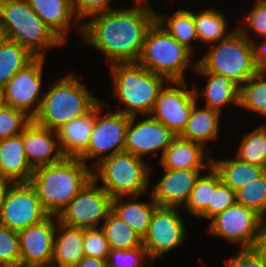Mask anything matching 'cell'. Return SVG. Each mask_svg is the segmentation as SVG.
Here are the masks:
<instances>
[{
    "instance_id": "cell-2",
    "label": "cell",
    "mask_w": 266,
    "mask_h": 267,
    "mask_svg": "<svg viewBox=\"0 0 266 267\" xmlns=\"http://www.w3.org/2000/svg\"><path fill=\"white\" fill-rule=\"evenodd\" d=\"M92 178V167L80 158L64 157L58 163L35 168L29 183L45 212L58 217Z\"/></svg>"
},
{
    "instance_id": "cell-42",
    "label": "cell",
    "mask_w": 266,
    "mask_h": 267,
    "mask_svg": "<svg viewBox=\"0 0 266 267\" xmlns=\"http://www.w3.org/2000/svg\"><path fill=\"white\" fill-rule=\"evenodd\" d=\"M20 261L18 231L0 224V264Z\"/></svg>"
},
{
    "instance_id": "cell-46",
    "label": "cell",
    "mask_w": 266,
    "mask_h": 267,
    "mask_svg": "<svg viewBox=\"0 0 266 267\" xmlns=\"http://www.w3.org/2000/svg\"><path fill=\"white\" fill-rule=\"evenodd\" d=\"M252 249L266 262V223L263 221Z\"/></svg>"
},
{
    "instance_id": "cell-39",
    "label": "cell",
    "mask_w": 266,
    "mask_h": 267,
    "mask_svg": "<svg viewBox=\"0 0 266 267\" xmlns=\"http://www.w3.org/2000/svg\"><path fill=\"white\" fill-rule=\"evenodd\" d=\"M82 243L84 256L107 260L110 246L101 226L83 229Z\"/></svg>"
},
{
    "instance_id": "cell-29",
    "label": "cell",
    "mask_w": 266,
    "mask_h": 267,
    "mask_svg": "<svg viewBox=\"0 0 266 267\" xmlns=\"http://www.w3.org/2000/svg\"><path fill=\"white\" fill-rule=\"evenodd\" d=\"M156 21L180 44L195 53L196 49L192 44L193 41H198V36L194 11L179 9L168 16L156 11Z\"/></svg>"
},
{
    "instance_id": "cell-34",
    "label": "cell",
    "mask_w": 266,
    "mask_h": 267,
    "mask_svg": "<svg viewBox=\"0 0 266 267\" xmlns=\"http://www.w3.org/2000/svg\"><path fill=\"white\" fill-rule=\"evenodd\" d=\"M235 157L243 162L257 165L266 169V125H259L246 133Z\"/></svg>"
},
{
    "instance_id": "cell-36",
    "label": "cell",
    "mask_w": 266,
    "mask_h": 267,
    "mask_svg": "<svg viewBox=\"0 0 266 267\" xmlns=\"http://www.w3.org/2000/svg\"><path fill=\"white\" fill-rule=\"evenodd\" d=\"M236 202L253 209L264 218L266 216V173L237 190Z\"/></svg>"
},
{
    "instance_id": "cell-31",
    "label": "cell",
    "mask_w": 266,
    "mask_h": 267,
    "mask_svg": "<svg viewBox=\"0 0 266 267\" xmlns=\"http://www.w3.org/2000/svg\"><path fill=\"white\" fill-rule=\"evenodd\" d=\"M36 57L18 42L4 39L0 44V86L20 70L30 64Z\"/></svg>"
},
{
    "instance_id": "cell-45",
    "label": "cell",
    "mask_w": 266,
    "mask_h": 267,
    "mask_svg": "<svg viewBox=\"0 0 266 267\" xmlns=\"http://www.w3.org/2000/svg\"><path fill=\"white\" fill-rule=\"evenodd\" d=\"M256 44V74L266 75V38Z\"/></svg>"
},
{
    "instance_id": "cell-6",
    "label": "cell",
    "mask_w": 266,
    "mask_h": 267,
    "mask_svg": "<svg viewBox=\"0 0 266 267\" xmlns=\"http://www.w3.org/2000/svg\"><path fill=\"white\" fill-rule=\"evenodd\" d=\"M211 45L209 52L198 59L194 71L224 76L240 87L256 74V44L237 28L227 38Z\"/></svg>"
},
{
    "instance_id": "cell-49",
    "label": "cell",
    "mask_w": 266,
    "mask_h": 267,
    "mask_svg": "<svg viewBox=\"0 0 266 267\" xmlns=\"http://www.w3.org/2000/svg\"><path fill=\"white\" fill-rule=\"evenodd\" d=\"M135 1V4L132 5V6H135V7H143V8H147V9H150V10H154V8H152V5H150L149 3V0H134Z\"/></svg>"
},
{
    "instance_id": "cell-16",
    "label": "cell",
    "mask_w": 266,
    "mask_h": 267,
    "mask_svg": "<svg viewBox=\"0 0 266 267\" xmlns=\"http://www.w3.org/2000/svg\"><path fill=\"white\" fill-rule=\"evenodd\" d=\"M143 117L140 121L137 119L138 116L130 117L126 129L124 151L141 158L149 154L153 157L160 152L162 157L176 135L151 115Z\"/></svg>"
},
{
    "instance_id": "cell-44",
    "label": "cell",
    "mask_w": 266,
    "mask_h": 267,
    "mask_svg": "<svg viewBox=\"0 0 266 267\" xmlns=\"http://www.w3.org/2000/svg\"><path fill=\"white\" fill-rule=\"evenodd\" d=\"M228 260L225 267H266V262L253 249H239Z\"/></svg>"
},
{
    "instance_id": "cell-10",
    "label": "cell",
    "mask_w": 266,
    "mask_h": 267,
    "mask_svg": "<svg viewBox=\"0 0 266 267\" xmlns=\"http://www.w3.org/2000/svg\"><path fill=\"white\" fill-rule=\"evenodd\" d=\"M111 196L93 178L68 203L58 216L59 222L73 227L88 229L102 226L111 211Z\"/></svg>"
},
{
    "instance_id": "cell-26",
    "label": "cell",
    "mask_w": 266,
    "mask_h": 267,
    "mask_svg": "<svg viewBox=\"0 0 266 267\" xmlns=\"http://www.w3.org/2000/svg\"><path fill=\"white\" fill-rule=\"evenodd\" d=\"M83 229L57 222L51 263L59 267H75L83 258Z\"/></svg>"
},
{
    "instance_id": "cell-37",
    "label": "cell",
    "mask_w": 266,
    "mask_h": 267,
    "mask_svg": "<svg viewBox=\"0 0 266 267\" xmlns=\"http://www.w3.org/2000/svg\"><path fill=\"white\" fill-rule=\"evenodd\" d=\"M241 21L242 25L239 24L236 28L252 43L257 44V41L251 37L250 31L259 38H266V0H255L254 6L243 16ZM243 25L247 28L245 29Z\"/></svg>"
},
{
    "instance_id": "cell-50",
    "label": "cell",
    "mask_w": 266,
    "mask_h": 267,
    "mask_svg": "<svg viewBox=\"0 0 266 267\" xmlns=\"http://www.w3.org/2000/svg\"><path fill=\"white\" fill-rule=\"evenodd\" d=\"M0 267H31V265L18 261L15 263L0 264Z\"/></svg>"
},
{
    "instance_id": "cell-1",
    "label": "cell",
    "mask_w": 266,
    "mask_h": 267,
    "mask_svg": "<svg viewBox=\"0 0 266 267\" xmlns=\"http://www.w3.org/2000/svg\"><path fill=\"white\" fill-rule=\"evenodd\" d=\"M155 21L156 11L135 6L93 15L82 21L83 41L78 47L93 46L109 65L138 63L147 31Z\"/></svg>"
},
{
    "instance_id": "cell-51",
    "label": "cell",
    "mask_w": 266,
    "mask_h": 267,
    "mask_svg": "<svg viewBox=\"0 0 266 267\" xmlns=\"http://www.w3.org/2000/svg\"><path fill=\"white\" fill-rule=\"evenodd\" d=\"M6 106V99H5V89L3 86H0V108Z\"/></svg>"
},
{
    "instance_id": "cell-25",
    "label": "cell",
    "mask_w": 266,
    "mask_h": 267,
    "mask_svg": "<svg viewBox=\"0 0 266 267\" xmlns=\"http://www.w3.org/2000/svg\"><path fill=\"white\" fill-rule=\"evenodd\" d=\"M140 197L120 196L113 198L111 211L143 238L148 230L153 211L158 205L152 200L150 193L149 201L138 202L137 199Z\"/></svg>"
},
{
    "instance_id": "cell-21",
    "label": "cell",
    "mask_w": 266,
    "mask_h": 267,
    "mask_svg": "<svg viewBox=\"0 0 266 267\" xmlns=\"http://www.w3.org/2000/svg\"><path fill=\"white\" fill-rule=\"evenodd\" d=\"M209 151L201 144L175 136L159 160L162 168L172 170L208 169Z\"/></svg>"
},
{
    "instance_id": "cell-4",
    "label": "cell",
    "mask_w": 266,
    "mask_h": 267,
    "mask_svg": "<svg viewBox=\"0 0 266 267\" xmlns=\"http://www.w3.org/2000/svg\"><path fill=\"white\" fill-rule=\"evenodd\" d=\"M58 78L44 92L41 107L33 119L37 124L57 131L64 124L86 115L99 101L72 72Z\"/></svg>"
},
{
    "instance_id": "cell-32",
    "label": "cell",
    "mask_w": 266,
    "mask_h": 267,
    "mask_svg": "<svg viewBox=\"0 0 266 267\" xmlns=\"http://www.w3.org/2000/svg\"><path fill=\"white\" fill-rule=\"evenodd\" d=\"M207 174H200L189 199L183 207L192 217L198 218L211 204L212 189H216L221 182V177L215 168L210 165Z\"/></svg>"
},
{
    "instance_id": "cell-17",
    "label": "cell",
    "mask_w": 266,
    "mask_h": 267,
    "mask_svg": "<svg viewBox=\"0 0 266 267\" xmlns=\"http://www.w3.org/2000/svg\"><path fill=\"white\" fill-rule=\"evenodd\" d=\"M58 221L57 216H48L42 222L18 231L20 261L31 266L51 263Z\"/></svg>"
},
{
    "instance_id": "cell-9",
    "label": "cell",
    "mask_w": 266,
    "mask_h": 267,
    "mask_svg": "<svg viewBox=\"0 0 266 267\" xmlns=\"http://www.w3.org/2000/svg\"><path fill=\"white\" fill-rule=\"evenodd\" d=\"M105 106L101 100L94 106V125L89 144L78 157L85 163L91 160L92 169L103 159L125 149L126 129L130 116L111 110L102 115Z\"/></svg>"
},
{
    "instance_id": "cell-23",
    "label": "cell",
    "mask_w": 266,
    "mask_h": 267,
    "mask_svg": "<svg viewBox=\"0 0 266 267\" xmlns=\"http://www.w3.org/2000/svg\"><path fill=\"white\" fill-rule=\"evenodd\" d=\"M199 76L207 78L205 85L200 90L194 87L197 100L202 96L205 98V106L222 113L223 107L234 104L239 107L240 86L232 80L209 73L207 71H195Z\"/></svg>"
},
{
    "instance_id": "cell-47",
    "label": "cell",
    "mask_w": 266,
    "mask_h": 267,
    "mask_svg": "<svg viewBox=\"0 0 266 267\" xmlns=\"http://www.w3.org/2000/svg\"><path fill=\"white\" fill-rule=\"evenodd\" d=\"M75 267H108L106 260L84 256Z\"/></svg>"
},
{
    "instance_id": "cell-13",
    "label": "cell",
    "mask_w": 266,
    "mask_h": 267,
    "mask_svg": "<svg viewBox=\"0 0 266 267\" xmlns=\"http://www.w3.org/2000/svg\"><path fill=\"white\" fill-rule=\"evenodd\" d=\"M45 57H36L4 86L6 105L22 111L33 120L41 107Z\"/></svg>"
},
{
    "instance_id": "cell-41",
    "label": "cell",
    "mask_w": 266,
    "mask_h": 267,
    "mask_svg": "<svg viewBox=\"0 0 266 267\" xmlns=\"http://www.w3.org/2000/svg\"><path fill=\"white\" fill-rule=\"evenodd\" d=\"M235 203L236 192L221 181L216 189H212L211 204H208L206 210L198 218L212 220Z\"/></svg>"
},
{
    "instance_id": "cell-19",
    "label": "cell",
    "mask_w": 266,
    "mask_h": 267,
    "mask_svg": "<svg viewBox=\"0 0 266 267\" xmlns=\"http://www.w3.org/2000/svg\"><path fill=\"white\" fill-rule=\"evenodd\" d=\"M20 135L26 158L33 169L58 163L64 158L59 146L57 131L31 120Z\"/></svg>"
},
{
    "instance_id": "cell-22",
    "label": "cell",
    "mask_w": 266,
    "mask_h": 267,
    "mask_svg": "<svg viewBox=\"0 0 266 267\" xmlns=\"http://www.w3.org/2000/svg\"><path fill=\"white\" fill-rule=\"evenodd\" d=\"M34 169L29 164L22 136L0 140V176L13 183H29Z\"/></svg>"
},
{
    "instance_id": "cell-3",
    "label": "cell",
    "mask_w": 266,
    "mask_h": 267,
    "mask_svg": "<svg viewBox=\"0 0 266 267\" xmlns=\"http://www.w3.org/2000/svg\"><path fill=\"white\" fill-rule=\"evenodd\" d=\"M112 94L119 101L118 112L126 116L150 115L158 94L168 80L139 63H116L110 66Z\"/></svg>"
},
{
    "instance_id": "cell-40",
    "label": "cell",
    "mask_w": 266,
    "mask_h": 267,
    "mask_svg": "<svg viewBox=\"0 0 266 267\" xmlns=\"http://www.w3.org/2000/svg\"><path fill=\"white\" fill-rule=\"evenodd\" d=\"M30 121L22 111L13 107L0 108V140L20 135Z\"/></svg>"
},
{
    "instance_id": "cell-5",
    "label": "cell",
    "mask_w": 266,
    "mask_h": 267,
    "mask_svg": "<svg viewBox=\"0 0 266 267\" xmlns=\"http://www.w3.org/2000/svg\"><path fill=\"white\" fill-rule=\"evenodd\" d=\"M0 25L6 39L18 42L35 57H46V47L65 44L38 17L28 0H0Z\"/></svg>"
},
{
    "instance_id": "cell-24",
    "label": "cell",
    "mask_w": 266,
    "mask_h": 267,
    "mask_svg": "<svg viewBox=\"0 0 266 267\" xmlns=\"http://www.w3.org/2000/svg\"><path fill=\"white\" fill-rule=\"evenodd\" d=\"M198 103L194 104L186 127L179 136L201 144L208 150L209 142L219 138L222 113L206 106L198 107Z\"/></svg>"
},
{
    "instance_id": "cell-12",
    "label": "cell",
    "mask_w": 266,
    "mask_h": 267,
    "mask_svg": "<svg viewBox=\"0 0 266 267\" xmlns=\"http://www.w3.org/2000/svg\"><path fill=\"white\" fill-rule=\"evenodd\" d=\"M263 218L253 209L235 203L215 216L208 225L209 235L223 239L239 249H252Z\"/></svg>"
},
{
    "instance_id": "cell-48",
    "label": "cell",
    "mask_w": 266,
    "mask_h": 267,
    "mask_svg": "<svg viewBox=\"0 0 266 267\" xmlns=\"http://www.w3.org/2000/svg\"><path fill=\"white\" fill-rule=\"evenodd\" d=\"M13 182L0 176V212L2 210L5 197Z\"/></svg>"
},
{
    "instance_id": "cell-33",
    "label": "cell",
    "mask_w": 266,
    "mask_h": 267,
    "mask_svg": "<svg viewBox=\"0 0 266 267\" xmlns=\"http://www.w3.org/2000/svg\"><path fill=\"white\" fill-rule=\"evenodd\" d=\"M101 227L110 249L125 250L143 246L142 237L112 211L108 213Z\"/></svg>"
},
{
    "instance_id": "cell-53",
    "label": "cell",
    "mask_w": 266,
    "mask_h": 267,
    "mask_svg": "<svg viewBox=\"0 0 266 267\" xmlns=\"http://www.w3.org/2000/svg\"><path fill=\"white\" fill-rule=\"evenodd\" d=\"M4 39H5L4 31L0 25V44L4 41Z\"/></svg>"
},
{
    "instance_id": "cell-52",
    "label": "cell",
    "mask_w": 266,
    "mask_h": 267,
    "mask_svg": "<svg viewBox=\"0 0 266 267\" xmlns=\"http://www.w3.org/2000/svg\"><path fill=\"white\" fill-rule=\"evenodd\" d=\"M31 267H59V266L50 263V264L32 265Z\"/></svg>"
},
{
    "instance_id": "cell-20",
    "label": "cell",
    "mask_w": 266,
    "mask_h": 267,
    "mask_svg": "<svg viewBox=\"0 0 266 267\" xmlns=\"http://www.w3.org/2000/svg\"><path fill=\"white\" fill-rule=\"evenodd\" d=\"M28 2L38 17L65 44L68 41V32L73 27L78 33L77 35L81 37L82 22H79L74 13L72 0H28Z\"/></svg>"
},
{
    "instance_id": "cell-28",
    "label": "cell",
    "mask_w": 266,
    "mask_h": 267,
    "mask_svg": "<svg viewBox=\"0 0 266 267\" xmlns=\"http://www.w3.org/2000/svg\"><path fill=\"white\" fill-rule=\"evenodd\" d=\"M213 159L211 158V165L219 173L221 181L234 192L259 179L266 173L265 168L243 162L235 156L233 159Z\"/></svg>"
},
{
    "instance_id": "cell-11",
    "label": "cell",
    "mask_w": 266,
    "mask_h": 267,
    "mask_svg": "<svg viewBox=\"0 0 266 267\" xmlns=\"http://www.w3.org/2000/svg\"><path fill=\"white\" fill-rule=\"evenodd\" d=\"M177 207L157 206L148 230L142 238L143 247L153 262L180 247L187 238L184 220Z\"/></svg>"
},
{
    "instance_id": "cell-35",
    "label": "cell",
    "mask_w": 266,
    "mask_h": 267,
    "mask_svg": "<svg viewBox=\"0 0 266 267\" xmlns=\"http://www.w3.org/2000/svg\"><path fill=\"white\" fill-rule=\"evenodd\" d=\"M239 107L266 117V75L254 74L240 87Z\"/></svg>"
},
{
    "instance_id": "cell-7",
    "label": "cell",
    "mask_w": 266,
    "mask_h": 267,
    "mask_svg": "<svg viewBox=\"0 0 266 267\" xmlns=\"http://www.w3.org/2000/svg\"><path fill=\"white\" fill-rule=\"evenodd\" d=\"M151 164L130 152H118L93 168V179L111 196H141L150 183Z\"/></svg>"
},
{
    "instance_id": "cell-27",
    "label": "cell",
    "mask_w": 266,
    "mask_h": 267,
    "mask_svg": "<svg viewBox=\"0 0 266 267\" xmlns=\"http://www.w3.org/2000/svg\"><path fill=\"white\" fill-rule=\"evenodd\" d=\"M94 125V107L86 114L57 130L59 146L64 157L78 158L89 144Z\"/></svg>"
},
{
    "instance_id": "cell-30",
    "label": "cell",
    "mask_w": 266,
    "mask_h": 267,
    "mask_svg": "<svg viewBox=\"0 0 266 267\" xmlns=\"http://www.w3.org/2000/svg\"><path fill=\"white\" fill-rule=\"evenodd\" d=\"M227 19L223 12L215 8L201 9L197 14L194 12L198 42L205 43L207 47L227 38L236 29L229 31Z\"/></svg>"
},
{
    "instance_id": "cell-8",
    "label": "cell",
    "mask_w": 266,
    "mask_h": 267,
    "mask_svg": "<svg viewBox=\"0 0 266 267\" xmlns=\"http://www.w3.org/2000/svg\"><path fill=\"white\" fill-rule=\"evenodd\" d=\"M194 54L174 39L157 21L147 31L140 55V65L168 81L186 80V68L195 70Z\"/></svg>"
},
{
    "instance_id": "cell-14",
    "label": "cell",
    "mask_w": 266,
    "mask_h": 267,
    "mask_svg": "<svg viewBox=\"0 0 266 267\" xmlns=\"http://www.w3.org/2000/svg\"><path fill=\"white\" fill-rule=\"evenodd\" d=\"M197 101L194 88L188 87L187 80L168 81L160 90L150 115L179 136Z\"/></svg>"
},
{
    "instance_id": "cell-18",
    "label": "cell",
    "mask_w": 266,
    "mask_h": 267,
    "mask_svg": "<svg viewBox=\"0 0 266 267\" xmlns=\"http://www.w3.org/2000/svg\"><path fill=\"white\" fill-rule=\"evenodd\" d=\"M203 169H165L164 175L156 184H152L150 195L158 206L177 207L185 206L192 192L197 178Z\"/></svg>"
},
{
    "instance_id": "cell-38",
    "label": "cell",
    "mask_w": 266,
    "mask_h": 267,
    "mask_svg": "<svg viewBox=\"0 0 266 267\" xmlns=\"http://www.w3.org/2000/svg\"><path fill=\"white\" fill-rule=\"evenodd\" d=\"M106 262L108 267H143L145 264L149 267L155 263L143 246L125 250L110 249Z\"/></svg>"
},
{
    "instance_id": "cell-15",
    "label": "cell",
    "mask_w": 266,
    "mask_h": 267,
    "mask_svg": "<svg viewBox=\"0 0 266 267\" xmlns=\"http://www.w3.org/2000/svg\"><path fill=\"white\" fill-rule=\"evenodd\" d=\"M48 216L30 183H13L0 212V224L20 231L42 222Z\"/></svg>"
},
{
    "instance_id": "cell-43",
    "label": "cell",
    "mask_w": 266,
    "mask_h": 267,
    "mask_svg": "<svg viewBox=\"0 0 266 267\" xmlns=\"http://www.w3.org/2000/svg\"><path fill=\"white\" fill-rule=\"evenodd\" d=\"M112 0H72L73 10L79 22L93 15L117 9L111 7Z\"/></svg>"
}]
</instances>
